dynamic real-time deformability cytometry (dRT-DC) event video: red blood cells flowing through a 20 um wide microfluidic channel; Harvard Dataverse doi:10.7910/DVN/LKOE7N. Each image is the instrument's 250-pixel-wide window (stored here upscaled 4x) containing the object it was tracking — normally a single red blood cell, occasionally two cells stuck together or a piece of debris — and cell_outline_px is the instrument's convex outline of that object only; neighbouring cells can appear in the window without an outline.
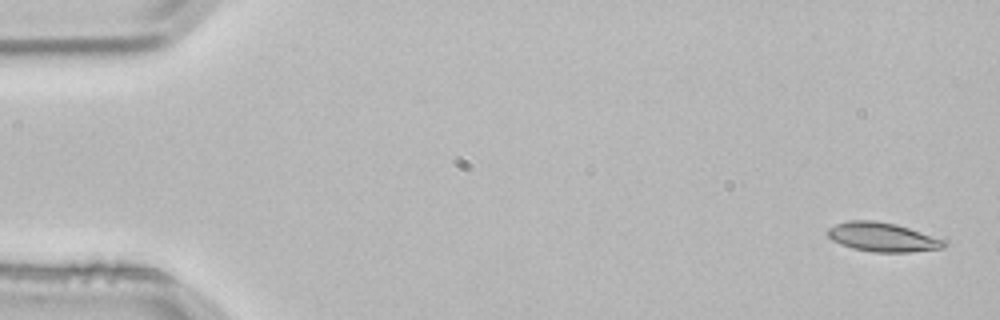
{"species": "common noctule bat (a hibernating species)", "species_latin": "Nyctalus noctula", "temperature_condition": "room temperature", "stored_images_in_passage": 3, "camera_frame_rate_fps": 3000, "um_per_image_px": 0.085, "animal": {"sex": "male", "body_mass_g": 21.5, "forearm_length_mm": 52.0}, "frame": {"image": 1, "passage_image": 1, "time_ms": 0.0, "image_size_px": [1000, 320], "cell_outline_px": [[948, 244], [944, 248], [912, 252], [872, 252], [852, 248], [840, 244], [832, 240], [824, 232], [828, 228], [836, 224], [848, 220], [876, 220], [896, 224], [948, 240]], "centroid_in_image_um": [75.03, 20.15], "position_along_channel_um": 10.0, "area_um2": 20.11}}